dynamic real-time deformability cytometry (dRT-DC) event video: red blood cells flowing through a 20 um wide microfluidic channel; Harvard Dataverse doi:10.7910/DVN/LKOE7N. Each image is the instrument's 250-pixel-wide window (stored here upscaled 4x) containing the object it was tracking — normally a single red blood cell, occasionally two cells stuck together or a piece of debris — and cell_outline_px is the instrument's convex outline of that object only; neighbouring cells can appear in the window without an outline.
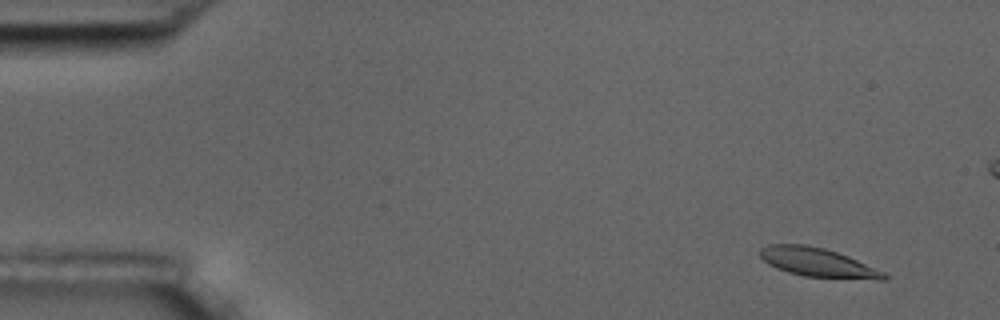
{"species": "common noctule bat (a hibernating species)", "species_latin": "Nyctalus noctula", "temperature_condition": "room temperature", "stored_images_in_passage": 58, "camera_frame_rate_fps": 3000, "um_per_image_px": 0.085, "animal": {"sex": "male", "body_mass_g": 17.5, "forearm_length_mm": 52.3}, "frame": {"image": 1, "passage_image": 5, "time_ms": 1.333, "image_size_px": [1000, 320], "cell_outline_px": [[888, 276], [884, 280], [876, 280], [804, 276], [788, 272], [776, 268], [768, 264], [760, 256], [760, 248], [768, 244], [804, 244], [824, 248], [848, 256], [884, 272]], "centroid_in_image_um": [69.49, 22.31], "position_along_channel_um": 15.5, "area_um2": 20.81}}
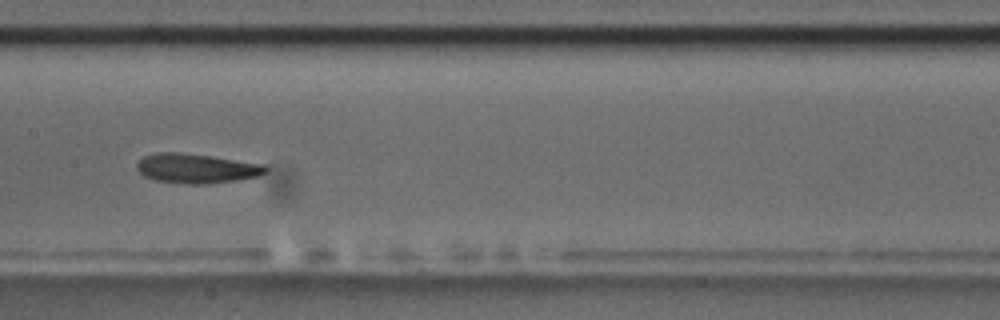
{"frame": {"image": 2, "passage_image": 29, "time_ms": 9.333, "image_size_px": [1000, 320], "cell_outline_px": [[268, 172], [256, 176], [240, 180], [208, 184], [188, 184], [156, 180], [144, 176], [136, 168], [136, 164], [144, 156], [160, 152], [180, 152], [212, 156], [264, 164], [268, 168]], "centroid_in_image_um": [16.73, 14.31], "position_along_channel_um": 190.7, "area_um2": 22.25}}
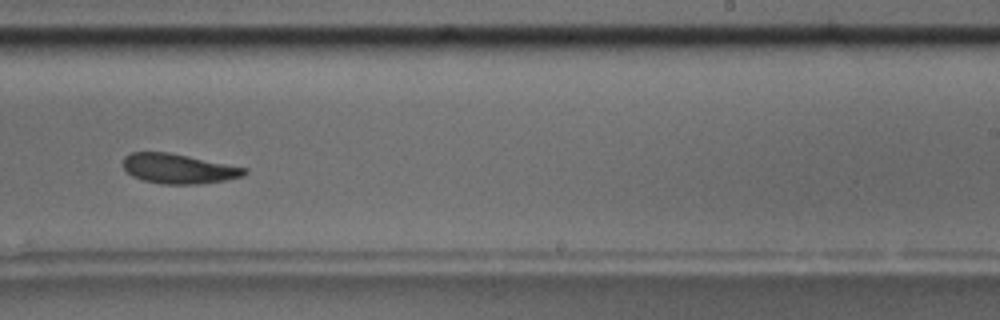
{"frame": {"image": 3, "passage_image": 36, "time_ms": 11.667, "image_size_px": [1000, 320], "cell_outline_px": [[248, 172], [244, 176], [224, 180], [200, 184], [160, 184], [144, 180], [132, 176], [124, 168], [124, 156], [132, 152], [168, 152], [248, 168]], "centroid_in_image_um": [15.19, 14.34], "position_along_channel_um": 273.8, "area_um2": 20.98}, "authors_computed_cell_mechanics": {"area_um2": 21.386, "velocity_mm_per_s": 3.5686, "shape_relaxation_time_tau1_ms": 3.8906, "shape_relaxation_time_tau2_ms": 4.2693, "deformation_change_tau1": 0.1331, "deformation_change_tau2": 0.1241}}